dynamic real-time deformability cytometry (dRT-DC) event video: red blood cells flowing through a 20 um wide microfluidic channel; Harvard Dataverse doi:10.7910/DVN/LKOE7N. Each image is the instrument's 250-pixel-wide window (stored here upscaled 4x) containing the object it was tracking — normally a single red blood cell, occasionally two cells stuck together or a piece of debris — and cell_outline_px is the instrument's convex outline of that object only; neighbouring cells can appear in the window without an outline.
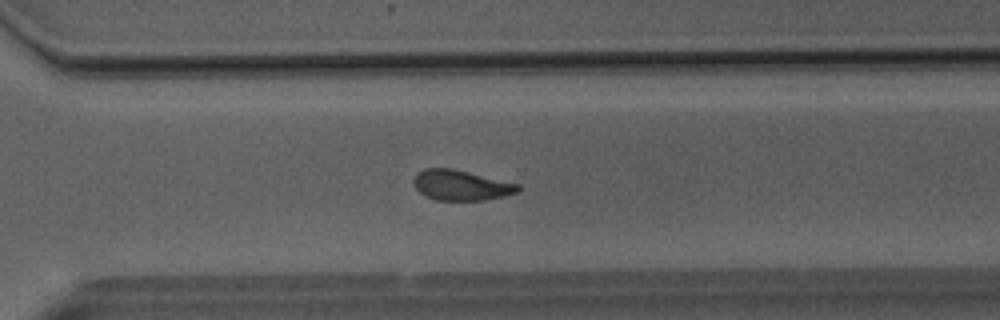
{"species": "Egyptian fruit bat (a non-hibernating species)", "species_latin": "Rousettus aegyptiacus", "temperature_condition": "room temperature", "stored_images_in_passage": 50, "camera_frame_rate_fps": 3000, "um_per_image_px": 0.085, "animal": {"sex": "male"}, "frame": {"image": 1, "passage_image": 35, "time_ms": 11.333, "image_size_px": [1000, 320], "cell_outline_px": [[520, 188], [516, 192], [504, 196], [484, 200], [436, 200], [424, 196], [412, 184], [412, 180], [416, 172], [424, 168], [452, 168], [520, 184]], "centroid_in_image_um": [39.13, 15.73], "position_along_channel_um": 331.5, "area_um2": 18.55}}
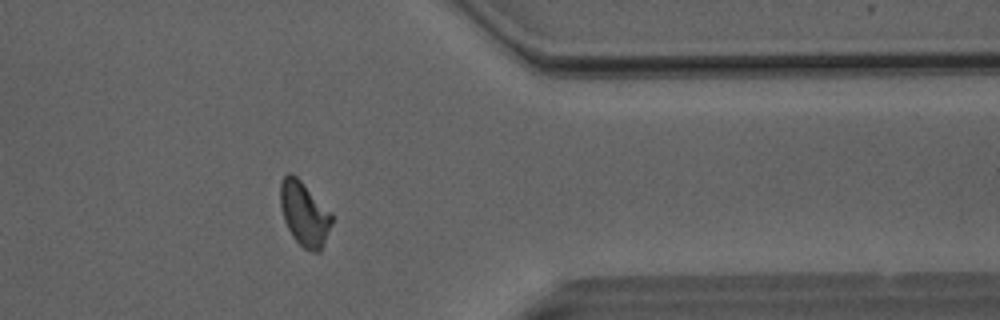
{"frame": {"image": 2, "passage_image": 40, "time_ms": 13.0, "image_size_px": [1000, 320], "cell_outline_px": [[332, 224], [324, 244], [320, 252], [312, 252], [304, 248], [292, 236], [284, 220], [280, 204], [280, 180], [288, 172], [292, 172], [332, 212]], "centroid_in_image_um": [25.87, 18.16], "position_along_channel_um": 385.5, "area_um2": 19.36}}
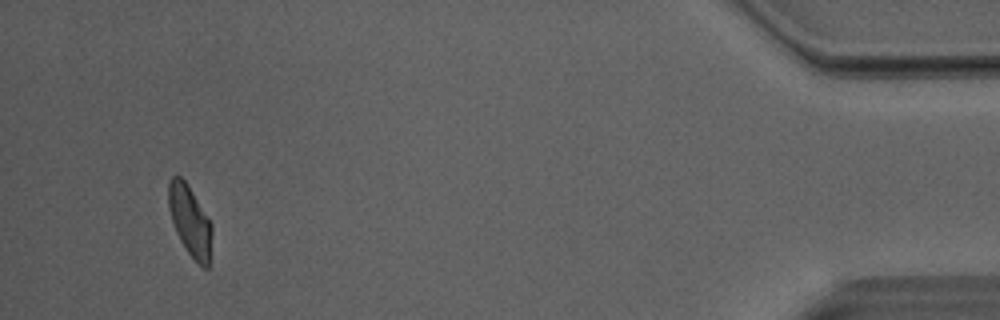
{"frame": {"image": 3, "passage_image": 47, "time_ms": 15.333, "image_size_px": [1000, 320], "cell_outline_px": [[212, 232], [208, 268], [204, 268], [188, 252], [180, 240], [176, 232], [168, 208], [168, 180], [172, 176], [180, 176], [188, 184], [208, 216], [212, 224]], "centroid_in_image_um": [16.14, 18.72], "position_along_channel_um": 419.1, "area_um2": 17.8}, "authors_computed_cell_mechanics": {"area_um2": 19.4208, "velocity_mm_per_s": 4.0452, "shape_relaxation_time_tau1_ms": 6.2225, "shape_relaxation_time_tau2_ms": 1.8831, "deformation_change_tau1": 0.1642, "deformation_change_tau2": 0.0953}}